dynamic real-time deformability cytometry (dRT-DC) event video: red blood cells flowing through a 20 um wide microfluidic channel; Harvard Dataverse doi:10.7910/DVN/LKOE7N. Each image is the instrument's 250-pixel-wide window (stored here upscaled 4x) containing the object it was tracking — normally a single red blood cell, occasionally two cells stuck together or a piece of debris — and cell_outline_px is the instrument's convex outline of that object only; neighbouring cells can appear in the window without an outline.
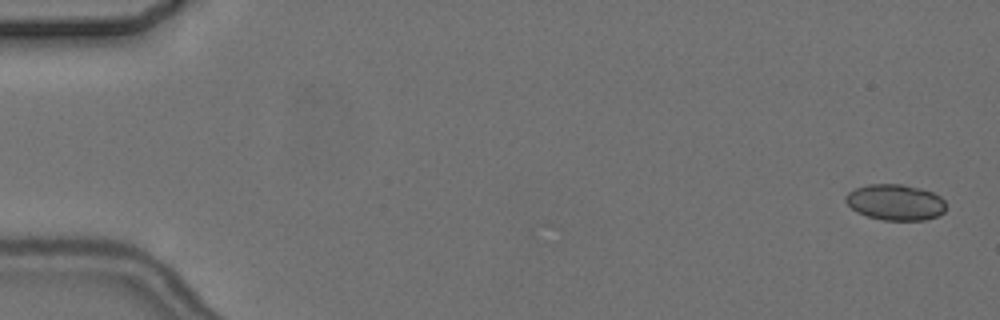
{"species": "common noctule bat (a hibernating species)", "species_latin": "Nyctalus noctula", "temperature_condition": "cold", "stored_images_in_passage": 5, "camera_frame_rate_fps": 3000, "um_per_image_px": 0.085, "animal": {"sex": "female", "body_mass_g": 24.6, "forearm_length_mm": 56.2}, "frame": {"image": 1, "passage_image": 1, "time_ms": 0.0, "image_size_px": [1000, 320], "cell_outline_px": [[944, 212], [936, 216], [924, 220], [884, 220], [868, 216], [856, 212], [844, 200], [844, 196], [848, 192], [856, 188], [868, 184], [900, 184], [920, 188], [932, 192], [940, 196], [944, 200]], "centroid_in_image_um": [76.08, 17.19], "position_along_channel_um": 8.9, "area_um2": 20.92}}